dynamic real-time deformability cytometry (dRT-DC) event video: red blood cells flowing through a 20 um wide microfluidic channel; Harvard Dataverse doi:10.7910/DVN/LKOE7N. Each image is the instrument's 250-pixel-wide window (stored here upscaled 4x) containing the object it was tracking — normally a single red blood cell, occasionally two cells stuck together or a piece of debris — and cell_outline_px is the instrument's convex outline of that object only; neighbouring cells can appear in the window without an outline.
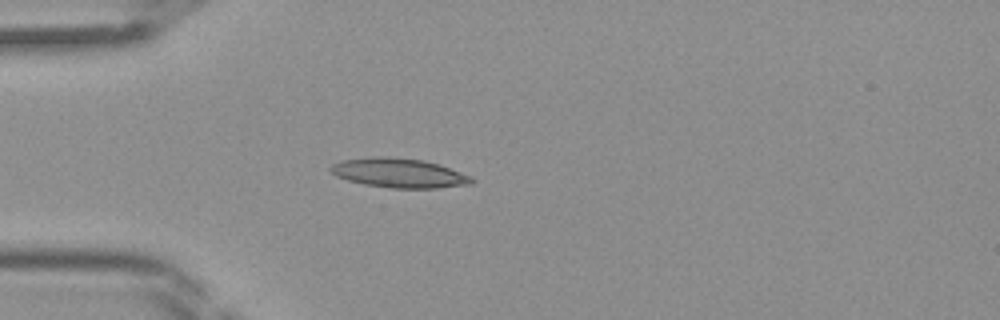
{"species": "Egyptian fruit bat (a non-hibernating species)", "species_latin": "Rousettus aegyptiacus", "temperature_condition": "room temperature", "stored_images_in_passage": 33, "camera_frame_rate_fps": 3000, "um_per_image_px": 0.085, "frame": {"image": 1, "passage_image": 1, "time_ms": 0.0, "image_size_px": [1000, 320], "cell_outline_px": [[476, 180], [472, 184], [436, 188], [392, 188], [364, 184], [348, 180], [336, 176], [328, 168], [332, 164], [340, 160], [372, 156], [388, 156], [424, 160], [472, 176]], "centroid_in_image_um": [33.9, 14.7], "position_along_channel_um": 51.1, "area_um2": 24.22}}
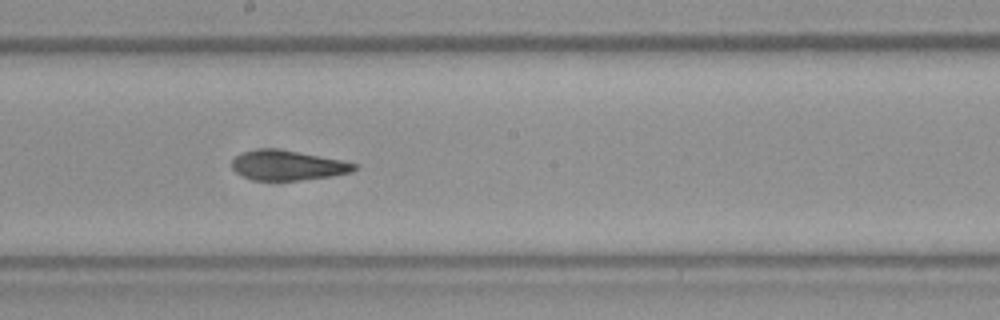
{"frame": {"image": 2, "passage_image": 13, "time_ms": 4.0, "image_size_px": [1000, 320], "cell_outline_px": [[360, 164], [352, 172], [332, 176], [300, 180], [252, 180], [236, 172], [232, 168], [232, 160], [240, 152], [260, 148], [276, 148], [300, 152], [344, 160]], "centroid_in_image_um": [24.47, 14.04], "position_along_channel_um": 223.7, "area_um2": 21.56}}
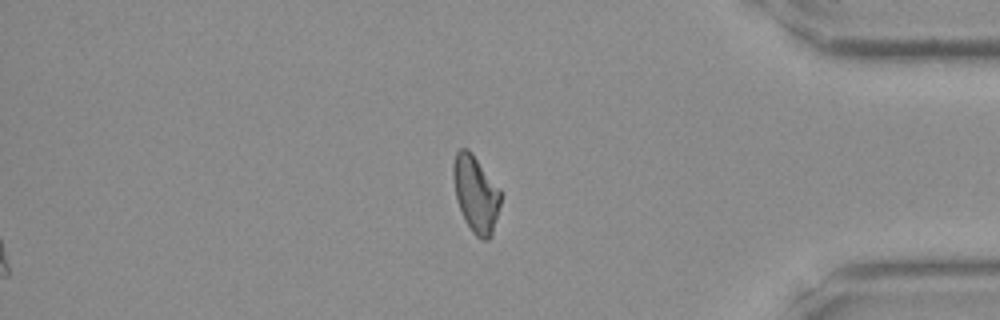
{"frame": {"image": 3, "passage_image": 26, "time_ms": 8.333, "image_size_px": [1000, 320], "cell_outline_px": [[500, 204], [492, 236], [488, 240], [480, 240], [472, 232], [464, 220], [456, 200], [452, 176], [452, 164], [456, 152], [460, 148], [468, 148], [472, 152], [500, 188]], "centroid_in_image_um": [40.42, 16.48], "position_along_channel_um": 394.8, "area_um2": 21.56}}